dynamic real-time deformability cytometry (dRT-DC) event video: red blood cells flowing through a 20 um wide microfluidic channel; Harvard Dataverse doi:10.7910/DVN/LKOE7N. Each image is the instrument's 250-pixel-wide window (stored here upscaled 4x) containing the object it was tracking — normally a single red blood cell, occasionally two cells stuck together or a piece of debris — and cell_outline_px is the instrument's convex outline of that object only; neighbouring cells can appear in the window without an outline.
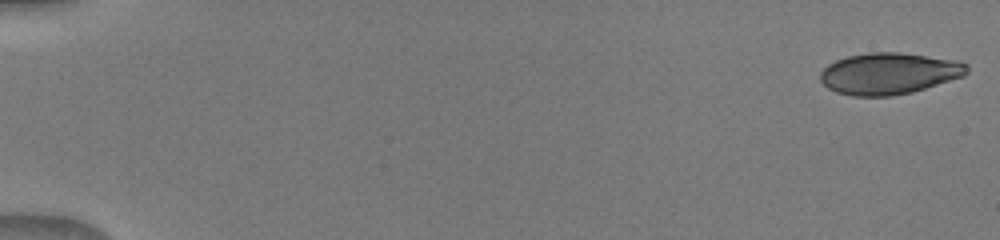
{"species": "human", "species_latin": "Homo sapiens", "temperature_condition": "warm", "stored_images_in_passage": 50, "camera_frame_rate_fps": 3000, "um_per_image_px": 0.085, "donor": {"sex": "male"}, "frame": {"image": 1, "passage_image": 1, "time_ms": 0.0, "image_size_px": [1000, 240], "cell_outline_px": [[968, 72], [964, 76], [912, 92], [892, 96], [852, 96], [836, 92], [828, 88], [820, 80], [820, 72], [828, 64], [836, 60], [848, 56], [868, 52], [900, 52], [960, 60], [968, 64]], "centroid_in_image_um": [75.58, 6.24], "position_along_channel_um": 9.4, "area_um2": 35.72}}
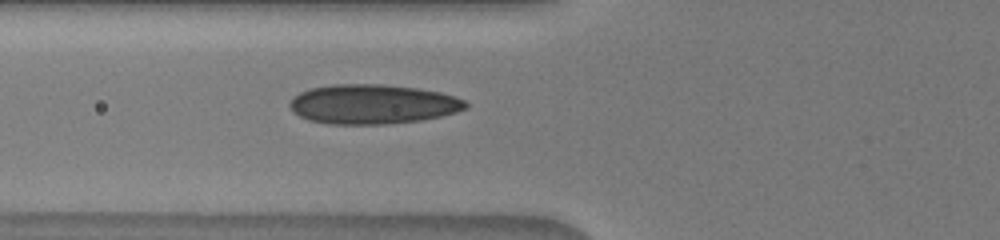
{"frame": {"image": 2, "passage_image": 20, "time_ms": 6.333, "image_size_px": [1000, 240], "cell_outline_px": [[468, 108], [456, 112], [440, 116], [420, 120], [388, 124], [328, 124], [308, 120], [292, 112], [288, 104], [292, 96], [300, 92], [312, 88], [332, 84], [384, 84], [416, 88], [440, 92], [456, 96], [464, 100], [468, 104]], "centroid_in_image_um": [31.65, 8.85], "position_along_channel_um": 94.1, "area_um2": 40.81}}
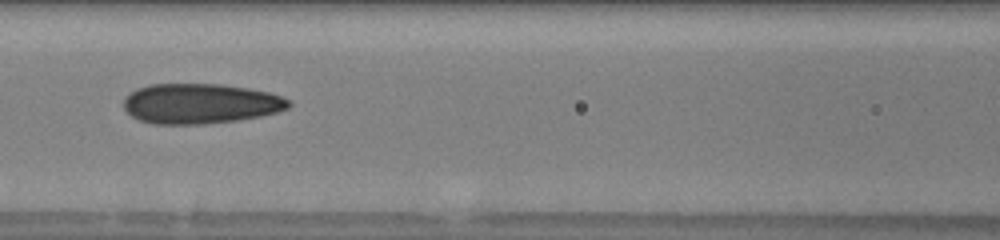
{"frame": {"image": 3, "passage_image": 24, "time_ms": 7.667, "image_size_px": [1000, 240], "cell_outline_px": [[292, 104], [288, 108], [276, 112], [260, 116], [236, 120], [204, 124], [152, 124], [140, 120], [132, 116], [124, 108], [124, 100], [136, 88], [148, 84], [224, 84], [248, 88], [268, 92], [280, 96], [288, 100]], "centroid_in_image_um": [17.02, 8.8], "position_along_channel_um": 149.6, "area_um2": 38.49}}